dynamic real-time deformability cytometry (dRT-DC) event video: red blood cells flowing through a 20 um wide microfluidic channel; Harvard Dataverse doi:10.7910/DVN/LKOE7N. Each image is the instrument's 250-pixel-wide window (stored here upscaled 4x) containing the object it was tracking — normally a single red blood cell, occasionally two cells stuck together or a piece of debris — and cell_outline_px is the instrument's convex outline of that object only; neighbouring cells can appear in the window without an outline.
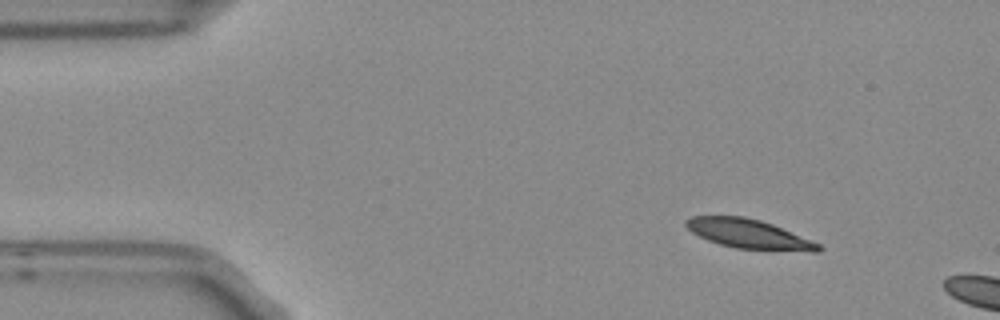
{"species": "Egyptian fruit bat (a non-hibernating species)", "species_latin": "Rousettus aegyptiacus", "temperature_condition": "room temperature", "stored_images_in_passage": 2, "camera_frame_rate_fps": 3000, "um_per_image_px": 0.085, "frame": {"image": 1, "passage_image": 1, "time_ms": 0.0, "image_size_px": [1000, 320], "cell_outline_px": [[824, 248], [820, 252], [812, 252], [736, 248], [720, 244], [708, 240], [692, 232], [684, 224], [684, 220], [692, 216], [744, 216], [760, 220], [772, 224], [820, 244]], "centroid_in_image_um": [63.66, 19.89], "position_along_channel_um": 21.3, "area_um2": 22.48}}